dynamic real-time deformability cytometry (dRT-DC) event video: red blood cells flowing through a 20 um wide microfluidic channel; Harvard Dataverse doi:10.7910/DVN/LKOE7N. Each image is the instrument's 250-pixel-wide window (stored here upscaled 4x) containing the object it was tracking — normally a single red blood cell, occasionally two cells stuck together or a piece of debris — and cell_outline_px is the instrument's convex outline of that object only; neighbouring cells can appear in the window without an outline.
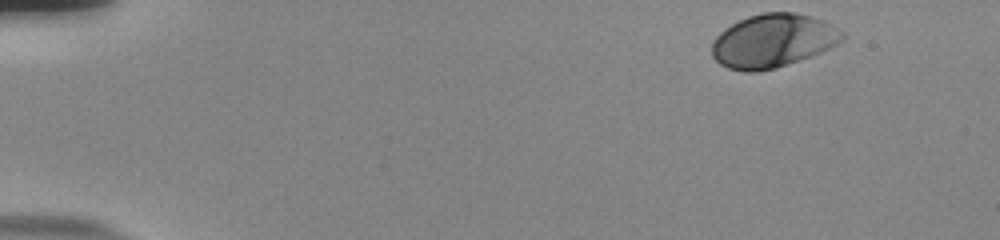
{"species": "human", "species_latin": "Homo sapiens", "temperature_condition": "room temperature", "stored_images_in_passage": 43, "camera_frame_rate_fps": 3000, "um_per_image_px": 0.085, "donor": {"sex": "male"}, "frame": {"image": 1, "passage_image": 1, "time_ms": 0.0, "image_size_px": [1000, 240], "cell_outline_px": [[844, 36], [836, 44], [820, 52], [776, 68], [756, 72], [744, 72], [728, 68], [720, 64], [712, 56], [712, 44], [716, 36], [724, 28], [748, 16], [764, 12], [792, 12], [808, 16], [820, 20], [844, 32]], "centroid_in_image_um": [65.64, 3.48], "position_along_channel_um": 19.4, "area_um2": 40.11}}
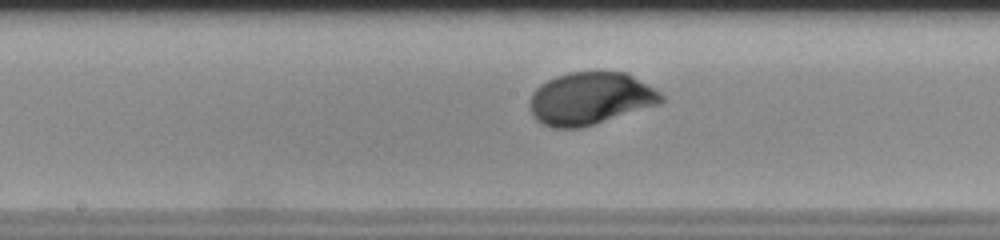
{"frame": {"image": 2, "passage_image": 25, "time_ms": 8.0, "image_size_px": [1000, 240], "cell_outline_px": [[664, 100], [660, 104], [580, 128], [552, 128], [536, 120], [532, 112], [532, 92], [540, 84], [556, 76], [568, 72], [628, 72], [656, 88], [664, 96]], "centroid_in_image_um": [50.23, 8.36], "position_along_channel_um": 198.0, "area_um2": 40.11}}
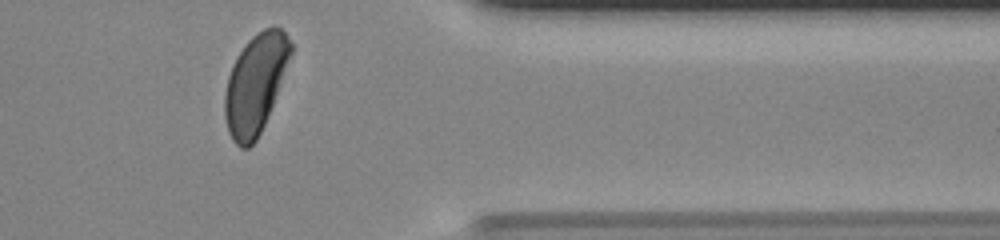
{"frame": {"image": 3, "passage_image": 41, "time_ms": 13.333, "image_size_px": [1000, 240], "cell_outline_px": [[292, 52], [272, 104], [264, 124], [256, 140], [248, 148], [240, 148], [232, 140], [228, 132], [224, 116], [224, 92], [228, 76], [236, 56], [248, 40], [256, 32], [264, 28], [280, 28], [284, 32], [292, 44]], "centroid_in_image_um": [21.67, 7.14], "position_along_channel_um": 389.7, "area_um2": 37.69}, "authors_computed_cell_mechanics": {"area_um2": 39.3618, "velocity_mm_per_s": 3.7971, "shape_relaxation_time_tau1_ms": 1.9121, "shape_relaxation_time_tau2_ms": null, "deformation_change_tau1": 0.1271, "deformation_change_tau2": null}}